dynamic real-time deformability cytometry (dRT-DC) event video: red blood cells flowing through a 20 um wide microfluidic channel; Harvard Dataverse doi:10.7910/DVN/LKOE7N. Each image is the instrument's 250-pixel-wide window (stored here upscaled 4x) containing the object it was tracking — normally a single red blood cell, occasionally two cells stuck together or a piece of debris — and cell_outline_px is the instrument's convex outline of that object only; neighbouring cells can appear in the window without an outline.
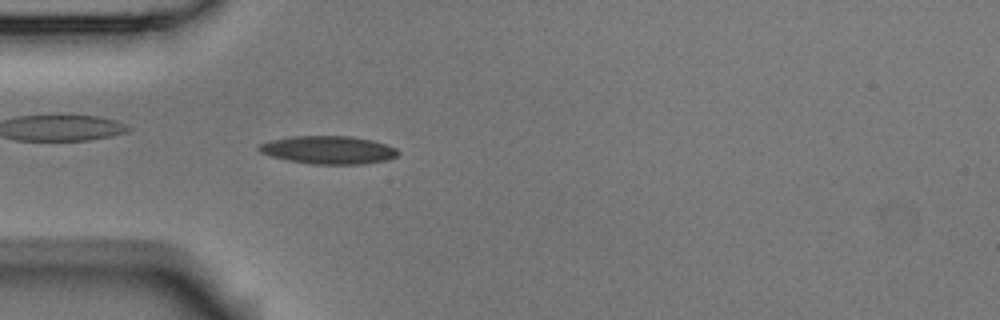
{"species": "Egyptian fruit bat (a non-hibernating species)", "species_latin": "Rousettus aegyptiacus", "temperature_condition": "room temperature", "stored_images_in_passage": 4, "camera_frame_rate_fps": 3000, "um_per_image_px": 0.085, "animal": {"sex": "male"}, "frame": {"image": 1, "passage_image": 4, "time_ms": 1.0, "image_size_px": [1000, 320], "cell_outline_px": [[400, 152], [396, 156], [388, 160], [364, 164], [312, 164], [288, 160], [272, 156], [260, 152], [256, 148], [260, 144], [268, 140], [292, 136], [348, 136], [372, 140], [396, 148]], "centroid_in_image_um": [27.9, 12.74], "position_along_channel_um": 57.1, "area_um2": 22.72}}